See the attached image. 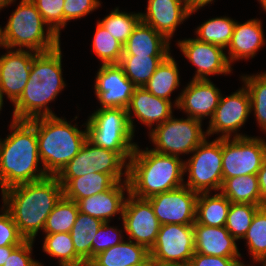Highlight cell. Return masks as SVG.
<instances>
[{"instance_id": "f6af8a7d", "label": "cell", "mask_w": 266, "mask_h": 266, "mask_svg": "<svg viewBox=\"0 0 266 266\" xmlns=\"http://www.w3.org/2000/svg\"><path fill=\"white\" fill-rule=\"evenodd\" d=\"M100 6L99 0H65L64 28L70 20L82 18Z\"/></svg>"}, {"instance_id": "f35d334b", "label": "cell", "mask_w": 266, "mask_h": 266, "mask_svg": "<svg viewBox=\"0 0 266 266\" xmlns=\"http://www.w3.org/2000/svg\"><path fill=\"white\" fill-rule=\"evenodd\" d=\"M263 206L231 203L225 227L236 239H243L252 223L255 213Z\"/></svg>"}, {"instance_id": "2e32d148", "label": "cell", "mask_w": 266, "mask_h": 266, "mask_svg": "<svg viewBox=\"0 0 266 266\" xmlns=\"http://www.w3.org/2000/svg\"><path fill=\"white\" fill-rule=\"evenodd\" d=\"M135 88L119 64H101L94 84L100 108L127 109Z\"/></svg>"}, {"instance_id": "74e56055", "label": "cell", "mask_w": 266, "mask_h": 266, "mask_svg": "<svg viewBox=\"0 0 266 266\" xmlns=\"http://www.w3.org/2000/svg\"><path fill=\"white\" fill-rule=\"evenodd\" d=\"M253 259V264L266 260V206L261 207L253 217L244 238Z\"/></svg>"}, {"instance_id": "52a82bcc", "label": "cell", "mask_w": 266, "mask_h": 266, "mask_svg": "<svg viewBox=\"0 0 266 266\" xmlns=\"http://www.w3.org/2000/svg\"><path fill=\"white\" fill-rule=\"evenodd\" d=\"M87 139L94 145L117 152L126 162L134 153V132L127 109L99 108L85 123Z\"/></svg>"}, {"instance_id": "f546056e", "label": "cell", "mask_w": 266, "mask_h": 266, "mask_svg": "<svg viewBox=\"0 0 266 266\" xmlns=\"http://www.w3.org/2000/svg\"><path fill=\"white\" fill-rule=\"evenodd\" d=\"M220 192L231 203L261 206V193L257 175L250 174L226 179Z\"/></svg>"}, {"instance_id": "7c38bea8", "label": "cell", "mask_w": 266, "mask_h": 266, "mask_svg": "<svg viewBox=\"0 0 266 266\" xmlns=\"http://www.w3.org/2000/svg\"><path fill=\"white\" fill-rule=\"evenodd\" d=\"M251 113L249 92L244 85L229 96L221 94L219 104L206 130L207 137L222 133L218 138L245 137L238 133ZM234 133V135H231Z\"/></svg>"}, {"instance_id": "4dcf8cb0", "label": "cell", "mask_w": 266, "mask_h": 266, "mask_svg": "<svg viewBox=\"0 0 266 266\" xmlns=\"http://www.w3.org/2000/svg\"><path fill=\"white\" fill-rule=\"evenodd\" d=\"M167 56H122L119 65L126 77L136 86L144 87L157 67Z\"/></svg>"}, {"instance_id": "d6a6232c", "label": "cell", "mask_w": 266, "mask_h": 266, "mask_svg": "<svg viewBox=\"0 0 266 266\" xmlns=\"http://www.w3.org/2000/svg\"><path fill=\"white\" fill-rule=\"evenodd\" d=\"M91 160L95 172L110 174L118 182L128 181V162L117 152L96 146L91 142ZM122 177L125 178L122 179Z\"/></svg>"}, {"instance_id": "bcb514c9", "label": "cell", "mask_w": 266, "mask_h": 266, "mask_svg": "<svg viewBox=\"0 0 266 266\" xmlns=\"http://www.w3.org/2000/svg\"><path fill=\"white\" fill-rule=\"evenodd\" d=\"M34 240H25L9 255L3 266H43L32 258Z\"/></svg>"}, {"instance_id": "7a4b0ae2", "label": "cell", "mask_w": 266, "mask_h": 266, "mask_svg": "<svg viewBox=\"0 0 266 266\" xmlns=\"http://www.w3.org/2000/svg\"><path fill=\"white\" fill-rule=\"evenodd\" d=\"M60 45L53 50L37 53L31 64L28 82L13 103V120L29 121L39 117L56 116L48 106L65 88L62 77Z\"/></svg>"}, {"instance_id": "5bb4252c", "label": "cell", "mask_w": 266, "mask_h": 266, "mask_svg": "<svg viewBox=\"0 0 266 266\" xmlns=\"http://www.w3.org/2000/svg\"><path fill=\"white\" fill-rule=\"evenodd\" d=\"M197 197V192L183 185L177 189L153 195L147 200L161 225H193L196 222Z\"/></svg>"}, {"instance_id": "7bdbcfd3", "label": "cell", "mask_w": 266, "mask_h": 266, "mask_svg": "<svg viewBox=\"0 0 266 266\" xmlns=\"http://www.w3.org/2000/svg\"><path fill=\"white\" fill-rule=\"evenodd\" d=\"M110 222H104L98 229L92 242V259L98 253L107 250L117 244H120L123 240L122 229L118 230L117 227L109 225ZM111 235V236H110Z\"/></svg>"}, {"instance_id": "d6986e66", "label": "cell", "mask_w": 266, "mask_h": 266, "mask_svg": "<svg viewBox=\"0 0 266 266\" xmlns=\"http://www.w3.org/2000/svg\"><path fill=\"white\" fill-rule=\"evenodd\" d=\"M186 0H148L147 12L141 13V21L150 25L168 41L178 27L190 16Z\"/></svg>"}, {"instance_id": "30bf717a", "label": "cell", "mask_w": 266, "mask_h": 266, "mask_svg": "<svg viewBox=\"0 0 266 266\" xmlns=\"http://www.w3.org/2000/svg\"><path fill=\"white\" fill-rule=\"evenodd\" d=\"M266 160V141L258 137L222 138L223 182L228 178L255 174Z\"/></svg>"}, {"instance_id": "603a6c76", "label": "cell", "mask_w": 266, "mask_h": 266, "mask_svg": "<svg viewBox=\"0 0 266 266\" xmlns=\"http://www.w3.org/2000/svg\"><path fill=\"white\" fill-rule=\"evenodd\" d=\"M265 44L262 22L259 19H250L245 23L236 21L227 60L232 62L240 59L254 58L256 53Z\"/></svg>"}, {"instance_id": "83f0119b", "label": "cell", "mask_w": 266, "mask_h": 266, "mask_svg": "<svg viewBox=\"0 0 266 266\" xmlns=\"http://www.w3.org/2000/svg\"><path fill=\"white\" fill-rule=\"evenodd\" d=\"M178 65L169 54L157 67L144 88L156 97L171 101V94L180 85Z\"/></svg>"}, {"instance_id": "8992f818", "label": "cell", "mask_w": 266, "mask_h": 266, "mask_svg": "<svg viewBox=\"0 0 266 266\" xmlns=\"http://www.w3.org/2000/svg\"><path fill=\"white\" fill-rule=\"evenodd\" d=\"M47 25V29L44 27ZM46 31V33H45ZM5 48L34 51L53 50L60 43V37L48 26L31 0H21L2 28ZM18 47V48H16Z\"/></svg>"}, {"instance_id": "f1b7e54d", "label": "cell", "mask_w": 266, "mask_h": 266, "mask_svg": "<svg viewBox=\"0 0 266 266\" xmlns=\"http://www.w3.org/2000/svg\"><path fill=\"white\" fill-rule=\"evenodd\" d=\"M104 222L78 212L70 234L75 248V253L88 264L92 260V242L98 229Z\"/></svg>"}, {"instance_id": "9a60e30c", "label": "cell", "mask_w": 266, "mask_h": 266, "mask_svg": "<svg viewBox=\"0 0 266 266\" xmlns=\"http://www.w3.org/2000/svg\"><path fill=\"white\" fill-rule=\"evenodd\" d=\"M178 47L197 68L192 80H210L209 75H226L232 71V65L229 64L227 54L221 46L202 42L194 37L179 40Z\"/></svg>"}, {"instance_id": "5b68a950", "label": "cell", "mask_w": 266, "mask_h": 266, "mask_svg": "<svg viewBox=\"0 0 266 266\" xmlns=\"http://www.w3.org/2000/svg\"><path fill=\"white\" fill-rule=\"evenodd\" d=\"M65 120L58 116L29 120L36 128L39 157L49 176H56L87 140V129L82 131Z\"/></svg>"}, {"instance_id": "680465c9", "label": "cell", "mask_w": 266, "mask_h": 266, "mask_svg": "<svg viewBox=\"0 0 266 266\" xmlns=\"http://www.w3.org/2000/svg\"><path fill=\"white\" fill-rule=\"evenodd\" d=\"M257 263H262V264H263V266H266V260L259 261V262H257Z\"/></svg>"}, {"instance_id": "db71d44e", "label": "cell", "mask_w": 266, "mask_h": 266, "mask_svg": "<svg viewBox=\"0 0 266 266\" xmlns=\"http://www.w3.org/2000/svg\"><path fill=\"white\" fill-rule=\"evenodd\" d=\"M0 47L5 48L4 42H3V33H2V27L0 26Z\"/></svg>"}, {"instance_id": "d4e9b609", "label": "cell", "mask_w": 266, "mask_h": 266, "mask_svg": "<svg viewBox=\"0 0 266 266\" xmlns=\"http://www.w3.org/2000/svg\"><path fill=\"white\" fill-rule=\"evenodd\" d=\"M63 187V196L78 202L79 200L105 192L118 181L110 174L91 173L73 179H58Z\"/></svg>"}, {"instance_id": "e575fe53", "label": "cell", "mask_w": 266, "mask_h": 266, "mask_svg": "<svg viewBox=\"0 0 266 266\" xmlns=\"http://www.w3.org/2000/svg\"><path fill=\"white\" fill-rule=\"evenodd\" d=\"M78 212L77 203L62 196L47 217L43 232L45 234L70 233Z\"/></svg>"}, {"instance_id": "d590c367", "label": "cell", "mask_w": 266, "mask_h": 266, "mask_svg": "<svg viewBox=\"0 0 266 266\" xmlns=\"http://www.w3.org/2000/svg\"><path fill=\"white\" fill-rule=\"evenodd\" d=\"M241 77L249 92L251 111H254L259 127L266 132V71Z\"/></svg>"}, {"instance_id": "8d00e7d4", "label": "cell", "mask_w": 266, "mask_h": 266, "mask_svg": "<svg viewBox=\"0 0 266 266\" xmlns=\"http://www.w3.org/2000/svg\"><path fill=\"white\" fill-rule=\"evenodd\" d=\"M140 21L141 15L139 12H120L119 7H116L109 15L98 22L113 38L124 45Z\"/></svg>"}, {"instance_id": "cb8c5ba5", "label": "cell", "mask_w": 266, "mask_h": 266, "mask_svg": "<svg viewBox=\"0 0 266 266\" xmlns=\"http://www.w3.org/2000/svg\"><path fill=\"white\" fill-rule=\"evenodd\" d=\"M169 42L150 25L140 21L123 45L122 56H168L171 54Z\"/></svg>"}, {"instance_id": "816d5d0a", "label": "cell", "mask_w": 266, "mask_h": 266, "mask_svg": "<svg viewBox=\"0 0 266 266\" xmlns=\"http://www.w3.org/2000/svg\"><path fill=\"white\" fill-rule=\"evenodd\" d=\"M134 266H159V264L151 255H149L140 264H137V265H134Z\"/></svg>"}, {"instance_id": "ee69618b", "label": "cell", "mask_w": 266, "mask_h": 266, "mask_svg": "<svg viewBox=\"0 0 266 266\" xmlns=\"http://www.w3.org/2000/svg\"><path fill=\"white\" fill-rule=\"evenodd\" d=\"M0 214V247L18 246L25 241L19 233L8 208L3 205Z\"/></svg>"}, {"instance_id": "484cf974", "label": "cell", "mask_w": 266, "mask_h": 266, "mask_svg": "<svg viewBox=\"0 0 266 266\" xmlns=\"http://www.w3.org/2000/svg\"><path fill=\"white\" fill-rule=\"evenodd\" d=\"M148 256L149 251L144 246L131 240H124L98 253L88 264L90 266H134Z\"/></svg>"}, {"instance_id": "6da1fadb", "label": "cell", "mask_w": 266, "mask_h": 266, "mask_svg": "<svg viewBox=\"0 0 266 266\" xmlns=\"http://www.w3.org/2000/svg\"><path fill=\"white\" fill-rule=\"evenodd\" d=\"M1 194L19 233L25 240H35L63 196V187L56 176L48 175L38 181L12 186Z\"/></svg>"}, {"instance_id": "f5cc1de1", "label": "cell", "mask_w": 266, "mask_h": 266, "mask_svg": "<svg viewBox=\"0 0 266 266\" xmlns=\"http://www.w3.org/2000/svg\"><path fill=\"white\" fill-rule=\"evenodd\" d=\"M13 2H15V0H0V10L4 7H8V5Z\"/></svg>"}, {"instance_id": "e0dca14e", "label": "cell", "mask_w": 266, "mask_h": 266, "mask_svg": "<svg viewBox=\"0 0 266 266\" xmlns=\"http://www.w3.org/2000/svg\"><path fill=\"white\" fill-rule=\"evenodd\" d=\"M0 56V96L4 94L14 103L22 94L31 72L33 58L37 54L30 50L5 48Z\"/></svg>"}, {"instance_id": "60d3db41", "label": "cell", "mask_w": 266, "mask_h": 266, "mask_svg": "<svg viewBox=\"0 0 266 266\" xmlns=\"http://www.w3.org/2000/svg\"><path fill=\"white\" fill-rule=\"evenodd\" d=\"M91 160V142L87 139L79 153L56 175L57 179H73L94 173Z\"/></svg>"}, {"instance_id": "8fae6325", "label": "cell", "mask_w": 266, "mask_h": 266, "mask_svg": "<svg viewBox=\"0 0 266 266\" xmlns=\"http://www.w3.org/2000/svg\"><path fill=\"white\" fill-rule=\"evenodd\" d=\"M195 253L193 225L162 224L149 251L158 264H189Z\"/></svg>"}, {"instance_id": "4316f807", "label": "cell", "mask_w": 266, "mask_h": 266, "mask_svg": "<svg viewBox=\"0 0 266 266\" xmlns=\"http://www.w3.org/2000/svg\"><path fill=\"white\" fill-rule=\"evenodd\" d=\"M231 202L221 192L199 193L196 200V222L205 226L223 227Z\"/></svg>"}, {"instance_id": "ba28073f", "label": "cell", "mask_w": 266, "mask_h": 266, "mask_svg": "<svg viewBox=\"0 0 266 266\" xmlns=\"http://www.w3.org/2000/svg\"><path fill=\"white\" fill-rule=\"evenodd\" d=\"M207 138L192 152V157L184 161V173L188 172L184 185L198 194L220 191L223 184L222 138L212 141Z\"/></svg>"}, {"instance_id": "277c9868", "label": "cell", "mask_w": 266, "mask_h": 266, "mask_svg": "<svg viewBox=\"0 0 266 266\" xmlns=\"http://www.w3.org/2000/svg\"><path fill=\"white\" fill-rule=\"evenodd\" d=\"M184 161L181 157L158 153L136 145L128 163L130 194L147 199L184 185Z\"/></svg>"}, {"instance_id": "7dc6e473", "label": "cell", "mask_w": 266, "mask_h": 266, "mask_svg": "<svg viewBox=\"0 0 266 266\" xmlns=\"http://www.w3.org/2000/svg\"><path fill=\"white\" fill-rule=\"evenodd\" d=\"M189 266H246V264H243L238 258L209 256L195 252L189 261Z\"/></svg>"}, {"instance_id": "11a10c76", "label": "cell", "mask_w": 266, "mask_h": 266, "mask_svg": "<svg viewBox=\"0 0 266 266\" xmlns=\"http://www.w3.org/2000/svg\"><path fill=\"white\" fill-rule=\"evenodd\" d=\"M159 266H189V264H159Z\"/></svg>"}, {"instance_id": "4fadbf2b", "label": "cell", "mask_w": 266, "mask_h": 266, "mask_svg": "<svg viewBox=\"0 0 266 266\" xmlns=\"http://www.w3.org/2000/svg\"><path fill=\"white\" fill-rule=\"evenodd\" d=\"M122 221L124 232L128 234L129 240L150 251L161 226L150 202L127 193Z\"/></svg>"}, {"instance_id": "836d02e7", "label": "cell", "mask_w": 266, "mask_h": 266, "mask_svg": "<svg viewBox=\"0 0 266 266\" xmlns=\"http://www.w3.org/2000/svg\"><path fill=\"white\" fill-rule=\"evenodd\" d=\"M236 21L229 17H216L206 20L197 27L195 33L199 41L215 44L227 49Z\"/></svg>"}, {"instance_id": "9c48e42d", "label": "cell", "mask_w": 266, "mask_h": 266, "mask_svg": "<svg viewBox=\"0 0 266 266\" xmlns=\"http://www.w3.org/2000/svg\"><path fill=\"white\" fill-rule=\"evenodd\" d=\"M202 121L187 117L177 119L173 115L149 132L154 150L158 153L180 157L192 153L207 137Z\"/></svg>"}, {"instance_id": "6f0895ef", "label": "cell", "mask_w": 266, "mask_h": 266, "mask_svg": "<svg viewBox=\"0 0 266 266\" xmlns=\"http://www.w3.org/2000/svg\"><path fill=\"white\" fill-rule=\"evenodd\" d=\"M4 101L2 100L1 96H0V111L2 110V106H3V103Z\"/></svg>"}, {"instance_id": "681fc988", "label": "cell", "mask_w": 266, "mask_h": 266, "mask_svg": "<svg viewBox=\"0 0 266 266\" xmlns=\"http://www.w3.org/2000/svg\"><path fill=\"white\" fill-rule=\"evenodd\" d=\"M188 4V8L190 9L192 15L193 13L197 12L200 8L204 7L207 4H210L214 0H186Z\"/></svg>"}, {"instance_id": "f907efd6", "label": "cell", "mask_w": 266, "mask_h": 266, "mask_svg": "<svg viewBox=\"0 0 266 266\" xmlns=\"http://www.w3.org/2000/svg\"><path fill=\"white\" fill-rule=\"evenodd\" d=\"M17 246H4L0 247V266H3L6 262L7 258L11 254V252L16 248Z\"/></svg>"}, {"instance_id": "1f68e13d", "label": "cell", "mask_w": 266, "mask_h": 266, "mask_svg": "<svg viewBox=\"0 0 266 266\" xmlns=\"http://www.w3.org/2000/svg\"><path fill=\"white\" fill-rule=\"evenodd\" d=\"M43 251L58 259L60 266H84L86 263L75 253L70 233L45 234Z\"/></svg>"}, {"instance_id": "3957f363", "label": "cell", "mask_w": 266, "mask_h": 266, "mask_svg": "<svg viewBox=\"0 0 266 266\" xmlns=\"http://www.w3.org/2000/svg\"><path fill=\"white\" fill-rule=\"evenodd\" d=\"M10 129L12 133L3 140L0 138L1 191L48 176L43 167L39 168L42 163L36 128L29 121L12 119Z\"/></svg>"}, {"instance_id": "9f6ffc18", "label": "cell", "mask_w": 266, "mask_h": 266, "mask_svg": "<svg viewBox=\"0 0 266 266\" xmlns=\"http://www.w3.org/2000/svg\"><path fill=\"white\" fill-rule=\"evenodd\" d=\"M263 10L266 12V0H259Z\"/></svg>"}, {"instance_id": "b9f144b4", "label": "cell", "mask_w": 266, "mask_h": 266, "mask_svg": "<svg viewBox=\"0 0 266 266\" xmlns=\"http://www.w3.org/2000/svg\"><path fill=\"white\" fill-rule=\"evenodd\" d=\"M44 21L60 37L64 28V2L65 0H31Z\"/></svg>"}, {"instance_id": "c3c4849f", "label": "cell", "mask_w": 266, "mask_h": 266, "mask_svg": "<svg viewBox=\"0 0 266 266\" xmlns=\"http://www.w3.org/2000/svg\"><path fill=\"white\" fill-rule=\"evenodd\" d=\"M259 189L261 193V206H266V160L262 163L257 173Z\"/></svg>"}, {"instance_id": "ffe728a7", "label": "cell", "mask_w": 266, "mask_h": 266, "mask_svg": "<svg viewBox=\"0 0 266 266\" xmlns=\"http://www.w3.org/2000/svg\"><path fill=\"white\" fill-rule=\"evenodd\" d=\"M169 100H165L155 95L151 94L144 87H136L133 91L130 104L127 108L128 118L130 126L135 133V126L133 125V116H134L144 125L150 128L164 123L169 119L173 112L172 108L175 105Z\"/></svg>"}, {"instance_id": "7402d4cb", "label": "cell", "mask_w": 266, "mask_h": 266, "mask_svg": "<svg viewBox=\"0 0 266 266\" xmlns=\"http://www.w3.org/2000/svg\"><path fill=\"white\" fill-rule=\"evenodd\" d=\"M193 228L196 253L224 258H241L236 244L237 240L225 226H205L195 222Z\"/></svg>"}, {"instance_id": "ab89813d", "label": "cell", "mask_w": 266, "mask_h": 266, "mask_svg": "<svg viewBox=\"0 0 266 266\" xmlns=\"http://www.w3.org/2000/svg\"><path fill=\"white\" fill-rule=\"evenodd\" d=\"M92 49L101 59L102 64H119L123 55V45L99 22L92 40Z\"/></svg>"}, {"instance_id": "44dd1931", "label": "cell", "mask_w": 266, "mask_h": 266, "mask_svg": "<svg viewBox=\"0 0 266 266\" xmlns=\"http://www.w3.org/2000/svg\"><path fill=\"white\" fill-rule=\"evenodd\" d=\"M124 191L130 193L129 182H117L105 192L79 200L77 202L79 212L103 222H110L111 218L117 214H121L122 217L126 201Z\"/></svg>"}, {"instance_id": "ac0fdd59", "label": "cell", "mask_w": 266, "mask_h": 266, "mask_svg": "<svg viewBox=\"0 0 266 266\" xmlns=\"http://www.w3.org/2000/svg\"><path fill=\"white\" fill-rule=\"evenodd\" d=\"M221 97L211 80H191L173 102L175 108L183 110L187 117L202 121L212 119Z\"/></svg>"}]
</instances>
